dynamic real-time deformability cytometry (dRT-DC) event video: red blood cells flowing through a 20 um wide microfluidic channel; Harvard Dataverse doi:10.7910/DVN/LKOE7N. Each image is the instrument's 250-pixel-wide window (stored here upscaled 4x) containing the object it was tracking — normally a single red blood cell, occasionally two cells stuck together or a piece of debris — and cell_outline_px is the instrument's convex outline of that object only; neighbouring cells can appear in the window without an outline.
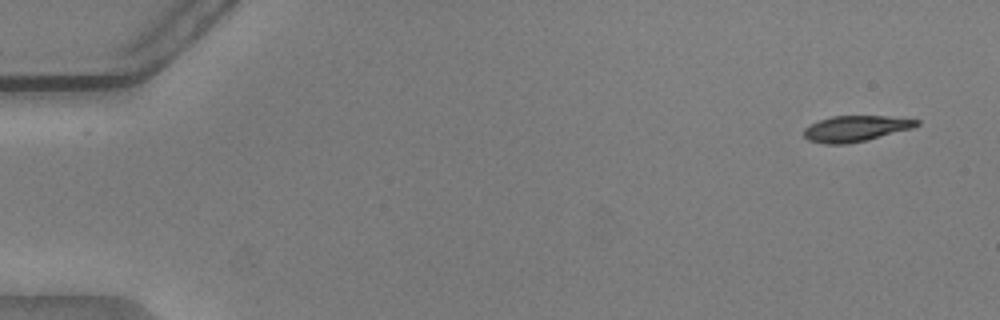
{"species": "common noctule bat (a hibernating species)", "species_latin": "Nyctalus noctula", "temperature_condition": "warm", "stored_images_in_passage": 27, "camera_frame_rate_fps": 3000, "um_per_image_px": 0.085, "animal": {"sex": "male", "body_mass_g": 20.5, "forearm_length_mm": 52.5}, "frame": {"image": 1, "passage_image": 1, "time_ms": 0.0, "image_size_px": [1000, 320], "cell_outline_px": [[920, 124], [912, 128], [864, 140], [844, 144], [824, 144], [808, 140], [804, 136], [804, 128], [820, 120], [832, 116], [888, 116], [920, 120]], "centroid_in_image_um": [72.72, 10.92], "position_along_channel_um": 12.3, "area_um2": 16.7}}
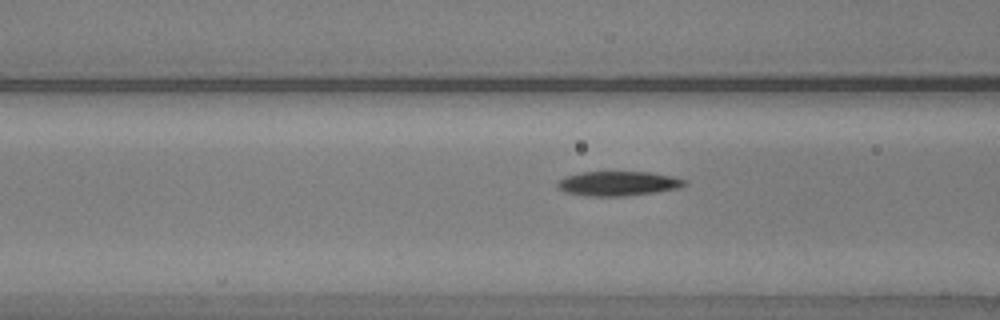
{"frame": {"image": 2, "passage_image": 20, "time_ms": 6.333, "image_size_px": [1000, 320], "cell_outline_px": [[688, 184], [680, 188], [656, 192], [624, 196], [584, 196], [564, 192], [556, 188], [556, 184], [564, 176], [580, 172], [648, 172], [672, 176], [684, 180]], "centroid_in_image_um": [52.49, 15.6], "position_along_channel_um": 114.1, "area_um2": 18.32}}
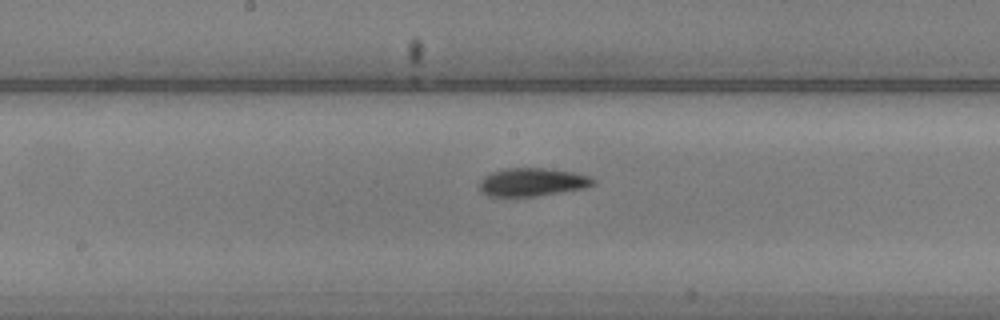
{"frame": {"image": 3, "passage_image": 27, "time_ms": 8.667, "image_size_px": [1000, 320], "cell_outline_px": [[596, 184], [588, 188], [536, 196], [488, 196], [480, 192], [480, 180], [484, 176], [492, 172], [504, 168], [544, 168], [572, 172], [588, 176], [596, 180]], "centroid_in_image_um": [45.26, 15.48], "position_along_channel_um": 202.9, "area_um2": 18.79}}